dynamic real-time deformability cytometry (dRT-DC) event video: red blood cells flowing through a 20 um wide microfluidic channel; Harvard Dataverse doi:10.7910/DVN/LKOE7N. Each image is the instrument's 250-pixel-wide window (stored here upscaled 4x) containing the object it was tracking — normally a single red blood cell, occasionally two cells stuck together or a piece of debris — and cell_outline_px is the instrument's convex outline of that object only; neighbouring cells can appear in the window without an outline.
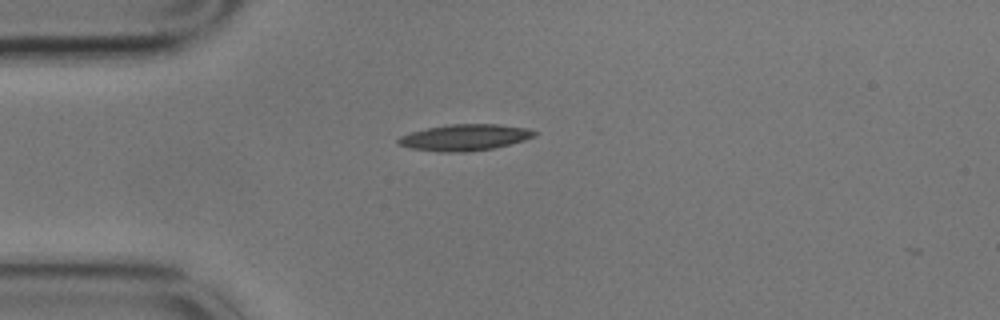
{"species": "common noctule bat (a hibernating species)", "species_latin": "Nyctalus noctula", "temperature_condition": "cold", "stored_images_in_passage": 4, "camera_frame_rate_fps": 3000, "um_per_image_px": 0.085, "animal": {"sex": "male", "body_mass_g": 17.9}, "frame": {"image": 1, "passage_image": 1, "time_ms": 0.0, "image_size_px": [1000, 320], "cell_outline_px": [[536, 136], [524, 140], [492, 148], [464, 152], [440, 152], [412, 148], [400, 144], [396, 140], [400, 136], [412, 132], [428, 128], [448, 124], [496, 124], [528, 128], [536, 132]], "centroid_in_image_um": [39.51, 11.67], "position_along_channel_um": 45.5, "area_um2": 20.58}}